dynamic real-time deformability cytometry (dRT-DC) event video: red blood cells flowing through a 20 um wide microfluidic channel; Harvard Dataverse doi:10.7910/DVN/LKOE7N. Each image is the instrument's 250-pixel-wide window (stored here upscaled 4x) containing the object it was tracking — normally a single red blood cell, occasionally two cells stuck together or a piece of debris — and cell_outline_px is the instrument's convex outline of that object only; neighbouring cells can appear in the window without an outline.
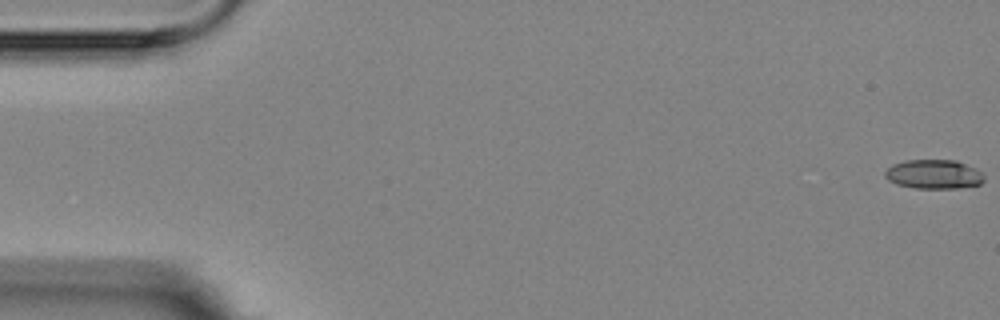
{"species": "Egyptian fruit bat (a non-hibernating species)", "species_latin": "Rousettus aegyptiacus", "temperature_condition": "room temperature", "stored_images_in_passage": 4, "camera_frame_rate_fps": 3000, "um_per_image_px": 0.085, "animal": {"sex": "female"}, "frame": {"image": 1, "passage_image": 1, "time_ms": 0.0, "image_size_px": [1000, 320], "cell_outline_px": [[984, 180], [980, 184], [956, 188], [916, 188], [896, 184], [888, 180], [884, 176], [884, 172], [892, 164], [904, 160], [956, 160], [976, 168], [984, 172]], "centroid_in_image_um": [79.38, 14.8], "position_along_channel_um": 5.6, "area_um2": 16.99}}
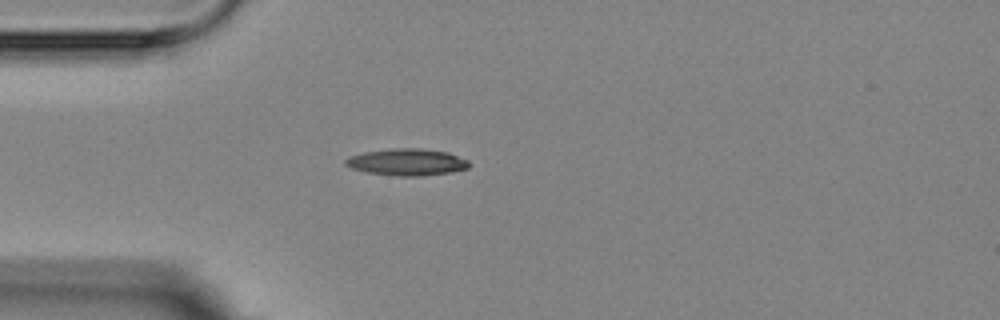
{"frame": {"image": 2, "passage_image": 4, "time_ms": 5.0, "image_size_px": [1000, 320], "cell_outline_px": [[472, 164], [468, 168], [452, 172], [424, 176], [400, 176], [368, 172], [352, 168], [344, 164], [344, 160], [352, 156], [364, 152], [396, 148], [420, 148], [448, 152], [468, 160]], "centroid_in_image_um": [34.65, 13.78], "position_along_channel_um": 50.4, "area_um2": 19.25}}